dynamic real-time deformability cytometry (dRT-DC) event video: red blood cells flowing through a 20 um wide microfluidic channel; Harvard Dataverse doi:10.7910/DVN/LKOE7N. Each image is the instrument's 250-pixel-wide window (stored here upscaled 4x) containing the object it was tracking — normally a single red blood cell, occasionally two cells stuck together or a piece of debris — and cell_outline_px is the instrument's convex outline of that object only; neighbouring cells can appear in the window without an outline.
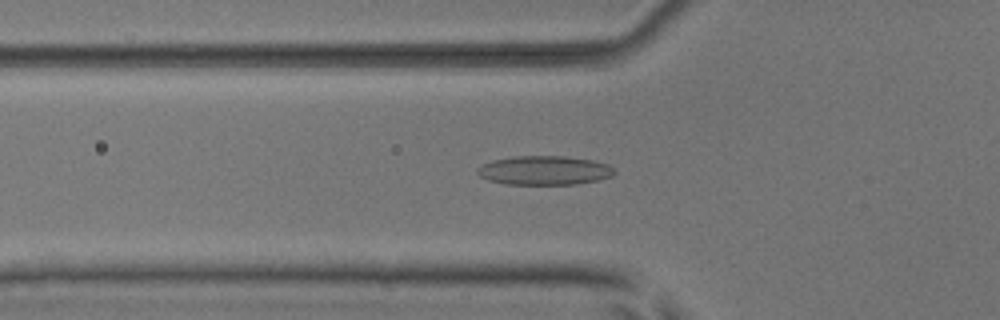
{"species": "common noctule bat (a hibernating species)", "species_latin": "Nyctalus noctula", "temperature_condition": "room temperature", "stored_images_in_passage": 53, "camera_frame_rate_fps": 3000, "um_per_image_px": 0.085, "animal": {"sex": "male", "body_mass_g": 17.9, "forearm_length_mm": 54.2}, "frame": {"image": 1, "passage_image": 19, "time_ms": 6.0, "image_size_px": [1000, 320], "cell_outline_px": [[616, 172], [612, 176], [596, 180], [576, 184], [508, 184], [488, 180], [480, 176], [476, 172], [476, 168], [492, 160], [516, 156], [564, 156], [592, 160], [608, 164]], "centroid_in_image_um": [46.26, 14.48], "position_along_channel_um": 79.5, "area_um2": 23.06}}
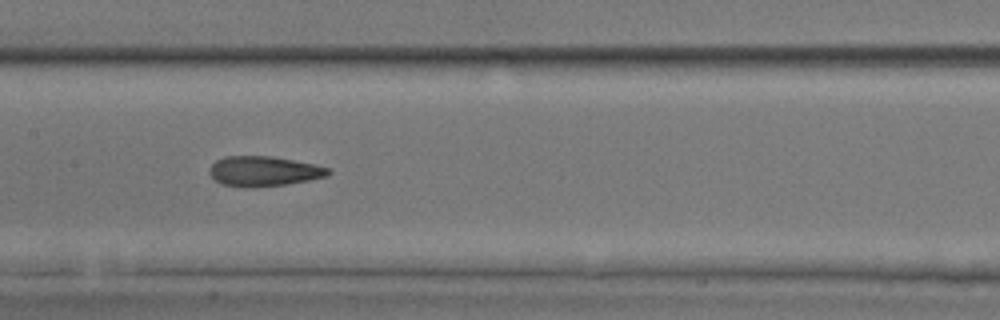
{"frame": {"image": 2, "passage_image": 27, "time_ms": 8.667, "image_size_px": [1000, 320], "cell_outline_px": [[332, 172], [328, 176], [288, 184], [252, 188], [244, 188], [220, 184], [208, 172], [208, 168], [216, 160], [224, 156], [272, 156], [316, 164], [328, 168]], "centroid_in_image_um": [22.4, 14.56], "position_along_channel_um": 185.0, "area_um2": 21.1}}
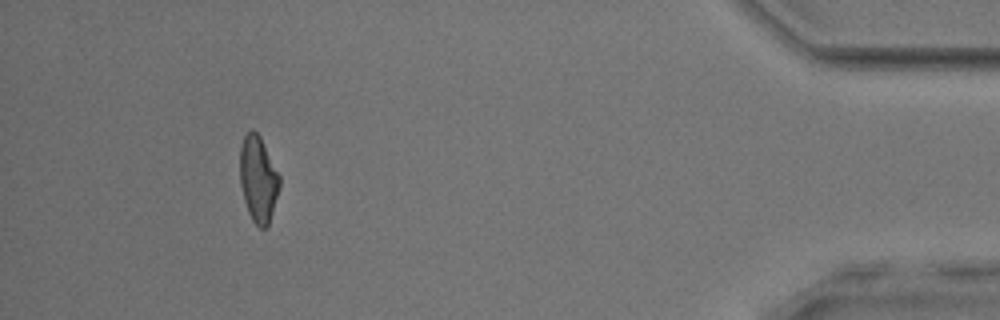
{"frame": {"image": 3, "passage_image": 49, "time_ms": 16.0, "image_size_px": [1000, 320], "cell_outline_px": [[280, 184], [272, 212], [268, 224], [264, 228], [260, 228], [252, 220], [248, 212], [244, 200], [240, 184], [240, 144], [244, 136], [252, 128], [260, 136], [280, 176]], "centroid_in_image_um": [21.93, 15.19], "position_along_channel_um": 413.3, "area_um2": 19.71}, "authors_computed_cell_mechanics": {"area_um2": 20.6924, "velocity_mm_per_s": 3.9399, "shape_relaxation_time_tau1_ms": 8.1836, "shape_relaxation_time_tau2_ms": 2.1725, "deformation_change_tau1": 0.1995, "deformation_change_tau2": 0.1072}}